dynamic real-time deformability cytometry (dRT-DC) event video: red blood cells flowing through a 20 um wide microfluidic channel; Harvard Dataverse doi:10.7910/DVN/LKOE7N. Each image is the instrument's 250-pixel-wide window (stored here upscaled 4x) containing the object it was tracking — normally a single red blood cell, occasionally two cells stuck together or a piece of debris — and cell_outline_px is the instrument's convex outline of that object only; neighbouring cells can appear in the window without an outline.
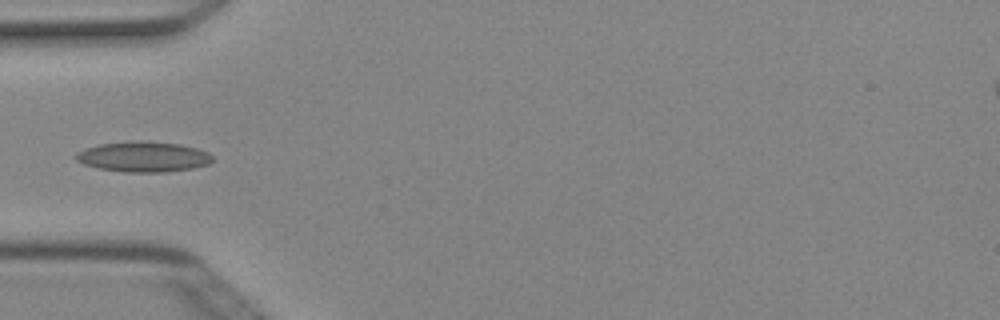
{"species": "Egyptian fruit bat (a non-hibernating species)", "species_latin": "Rousettus aegyptiacus", "temperature_condition": "cold", "stored_images_in_passage": 4, "camera_frame_rate_fps": 3000, "um_per_image_px": 0.085, "animal": {"sex": "female"}, "frame": {"image": 1, "passage_image": 3, "time_ms": 0.667, "image_size_px": [1000, 320], "cell_outline_px": [[212, 160], [208, 164], [192, 168], [164, 172], [124, 172], [100, 168], [84, 164], [76, 160], [76, 152], [84, 148], [100, 144], [140, 140], [180, 144], [196, 148], [208, 152], [212, 156]], "centroid_in_image_um": [12.18, 13.32], "position_along_channel_um": 72.8, "area_um2": 24.04}}
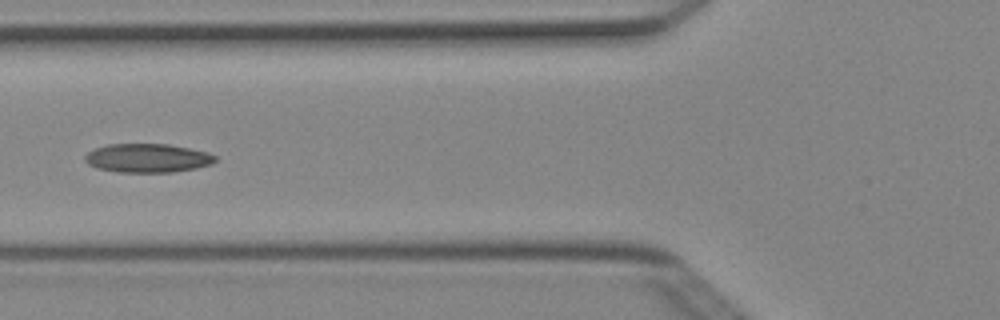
{"frame": {"image": 2, "passage_image": 4, "time_ms": 1.0, "image_size_px": [1000, 320], "cell_outline_px": [[216, 160], [212, 164], [196, 168], [172, 172], [116, 172], [96, 168], [88, 164], [84, 160], [84, 156], [88, 152], [96, 148], [108, 144], [168, 144], [208, 152], [216, 156]], "centroid_in_image_um": [12.53, 13.44], "position_along_channel_um": 113.3, "area_um2": 21.91}}